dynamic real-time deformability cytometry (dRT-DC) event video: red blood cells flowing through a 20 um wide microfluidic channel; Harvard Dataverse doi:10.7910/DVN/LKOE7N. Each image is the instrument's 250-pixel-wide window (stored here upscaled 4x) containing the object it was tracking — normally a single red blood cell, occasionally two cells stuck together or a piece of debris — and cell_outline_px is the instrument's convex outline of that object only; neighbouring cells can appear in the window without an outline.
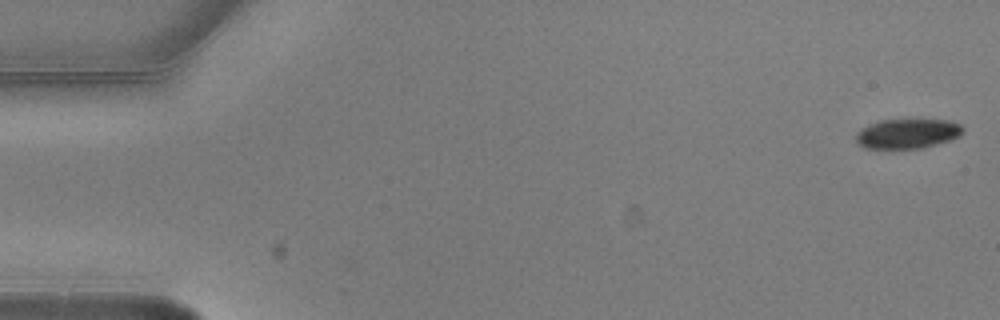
{"species": "common noctule bat (a hibernating species)", "species_latin": "Nyctalus noctula", "temperature_condition": "warm", "stored_images_in_passage": 2, "segment_of_instrument_passage": [2, 2], "camera_frame_rate_fps": 3000, "um_per_image_px": 0.085, "animal": {"sex": "male", "body_mass_g": 20.5, "forearm_length_mm": 52.5}, "frame": {"image": 1, "passage_image": 2, "time_ms": 0.333, "image_size_px": [1000, 320], "cell_outline_px": [[964, 132], [960, 136], [936, 144], [920, 148], [868, 148], [860, 144], [856, 140], [856, 132], [868, 124], [880, 120], [908, 116], [920, 116], [948, 120], [960, 124], [964, 128]], "centroid_in_image_um": [77.18, 11.27], "position_along_channel_um": 7.8, "area_um2": 19.48}}